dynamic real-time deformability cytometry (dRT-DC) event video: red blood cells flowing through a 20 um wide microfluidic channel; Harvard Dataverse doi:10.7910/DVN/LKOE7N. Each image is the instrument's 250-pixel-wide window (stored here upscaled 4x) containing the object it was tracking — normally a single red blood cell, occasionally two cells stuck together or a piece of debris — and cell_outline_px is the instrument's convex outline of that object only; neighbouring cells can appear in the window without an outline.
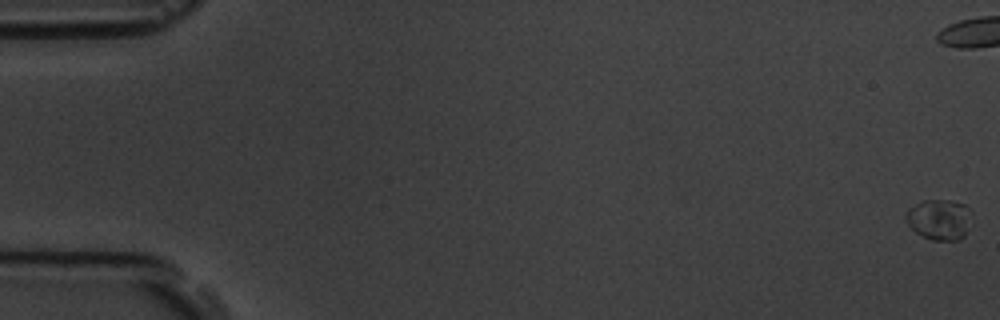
{"species": "common noctule bat (a hibernating species)", "species_latin": "Nyctalus noctula", "temperature_condition": "room temperature", "stored_images_in_passage": 17, "camera_frame_rate_fps": 3000, "um_per_image_px": 0.085, "animal": {"sex": "male", "body_mass_g": 19.5, "forearm_length_mm": 54.6}, "frame": {"image": 1, "passage_image": 1, "time_ms": 0.0, "image_size_px": [1000, 320], "cell_outline_px": [[972, 212], [964, 236], [960, 240], [932, 240], [916, 232], [908, 224], [908, 208], [920, 200], [948, 200], [964, 204]], "centroid_in_image_um": [79.86, 18.64], "position_along_channel_um": 5.1, "area_um2": 15.32}}
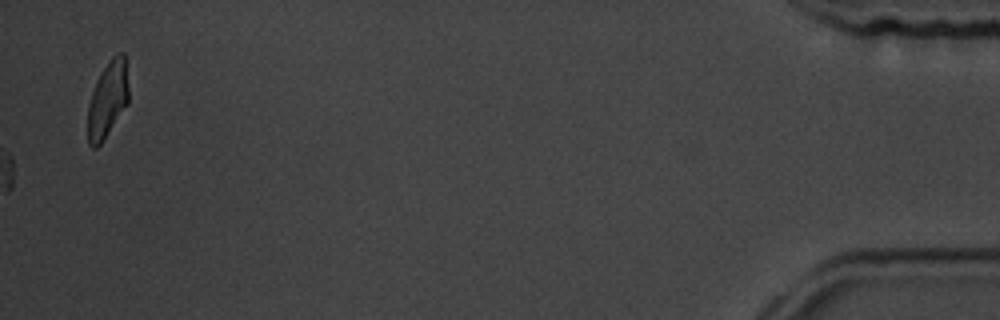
{"frame": {"image": 2, "passage_image": 17, "time_ms": 19.667, "image_size_px": [1000, 320], "cell_outline_px": [[128, 104], [104, 140], [96, 148], [92, 148], [88, 144], [88, 104], [96, 80], [112, 56], [120, 52], [124, 52], [128, 88]], "centroid_in_image_um": [9.15, 8.49], "position_along_channel_um": 426.1, "area_um2": 18.15}, "authors_computed_cell_mechanics": {"area_um2": 14.9124, "velocity_mm_per_s": 3.5801, "shape_relaxation_time_tau1_ms": 2.9409, "shape_relaxation_time_tau2_ms": null, "deformation_change_tau1": 0.0805, "deformation_change_tau2": null}}